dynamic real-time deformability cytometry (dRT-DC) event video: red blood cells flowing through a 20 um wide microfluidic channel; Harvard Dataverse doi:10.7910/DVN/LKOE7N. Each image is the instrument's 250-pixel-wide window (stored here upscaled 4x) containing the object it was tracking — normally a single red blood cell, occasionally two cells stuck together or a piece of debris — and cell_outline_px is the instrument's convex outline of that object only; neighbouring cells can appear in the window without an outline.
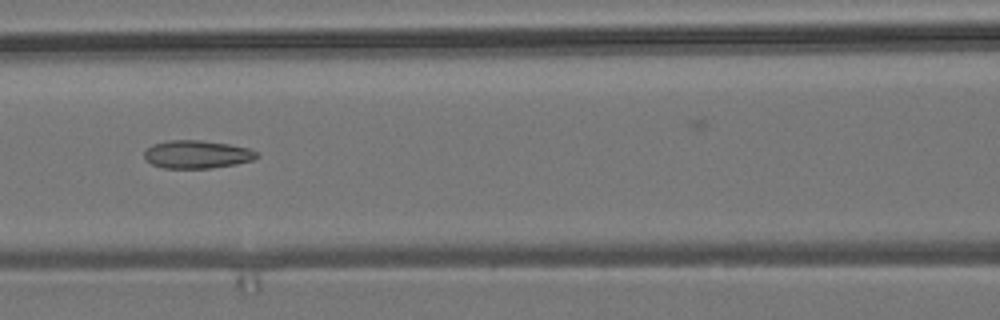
{"species": "common noctule bat (a hibernating species)", "species_latin": "Nyctalus noctula", "temperature_condition": "room temperature", "stored_images_in_passage": 8, "camera_frame_rate_fps": 3000, "um_per_image_px": 0.085, "animal": {"sex": "male", "body_mass_g": 19.2, "forearm_length_mm": 51.8}, "frame": {"image": 1, "passage_image": 6, "time_ms": 1.667, "image_size_px": [1000, 320], "cell_outline_px": [[260, 156], [252, 160], [236, 164], [208, 168], [164, 168], [152, 164], [144, 156], [144, 152], [152, 144], [168, 140], [200, 140], [228, 144], [248, 148], [256, 152]], "centroid_in_image_um": [16.74, 13.12], "position_along_channel_um": 149.9, "area_um2": 18.21}}
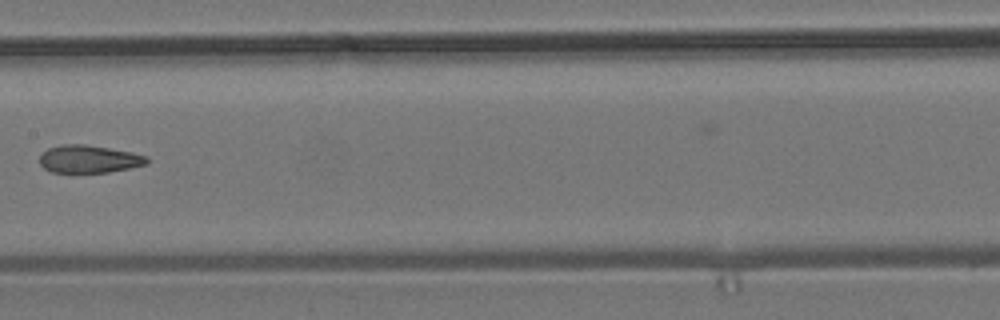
{"frame": {"image": 2, "passage_image": 7, "time_ms": 2.0, "image_size_px": [1000, 320], "cell_outline_px": [[148, 164], [108, 172], [52, 172], [44, 168], [40, 164], [40, 156], [48, 148], [64, 144], [84, 144], [132, 152], [148, 156]], "centroid_in_image_um": [7.57, 13.51], "position_along_channel_um": 199.8, "area_um2": 17.17}}
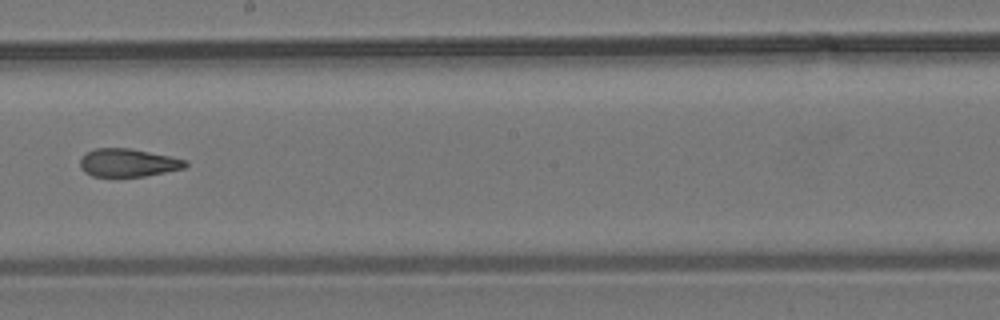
{"frame": {"image": 3, "passage_image": 8, "time_ms": 2.333, "image_size_px": [1000, 320], "cell_outline_px": [[188, 164], [184, 168], [144, 176], [92, 176], [84, 172], [80, 168], [80, 160], [88, 152], [96, 148], [132, 148], [188, 160]], "centroid_in_image_um": [10.89, 13.83], "position_along_channel_um": 237.3, "area_um2": 17.11}}